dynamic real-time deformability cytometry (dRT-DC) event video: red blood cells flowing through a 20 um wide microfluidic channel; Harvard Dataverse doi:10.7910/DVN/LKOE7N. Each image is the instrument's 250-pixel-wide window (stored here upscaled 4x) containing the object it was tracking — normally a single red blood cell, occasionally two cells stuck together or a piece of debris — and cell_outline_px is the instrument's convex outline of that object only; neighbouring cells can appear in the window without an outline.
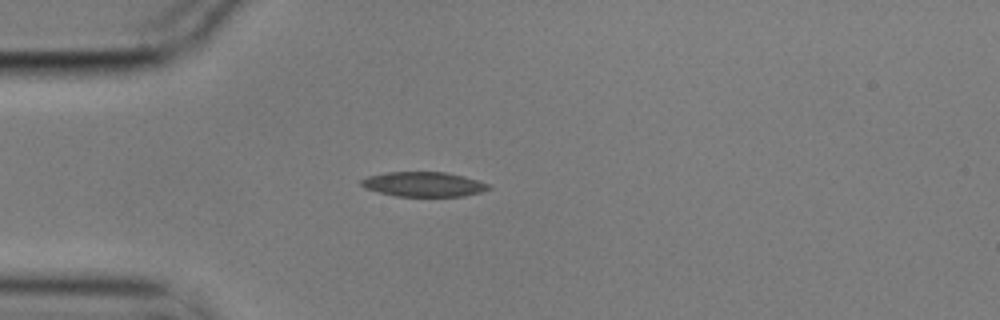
{"species": "common noctule bat (a hibernating species)", "species_latin": "Nyctalus noctula", "temperature_condition": "cold", "stored_images_in_passage": 2, "camera_frame_rate_fps": 3000, "um_per_image_px": 0.085, "animal": {"sex": "male", "body_mass_g": 17.9}, "frame": {"image": 1, "passage_image": 1, "time_ms": 0.0, "image_size_px": [1000, 320], "cell_outline_px": [[492, 188], [480, 192], [464, 196], [396, 196], [364, 188], [360, 184], [360, 180], [368, 176], [388, 172], [448, 172], [464, 176], [488, 184]], "centroid_in_image_um": [36.0, 15.66], "position_along_channel_um": 49.0, "area_um2": 18.26}}